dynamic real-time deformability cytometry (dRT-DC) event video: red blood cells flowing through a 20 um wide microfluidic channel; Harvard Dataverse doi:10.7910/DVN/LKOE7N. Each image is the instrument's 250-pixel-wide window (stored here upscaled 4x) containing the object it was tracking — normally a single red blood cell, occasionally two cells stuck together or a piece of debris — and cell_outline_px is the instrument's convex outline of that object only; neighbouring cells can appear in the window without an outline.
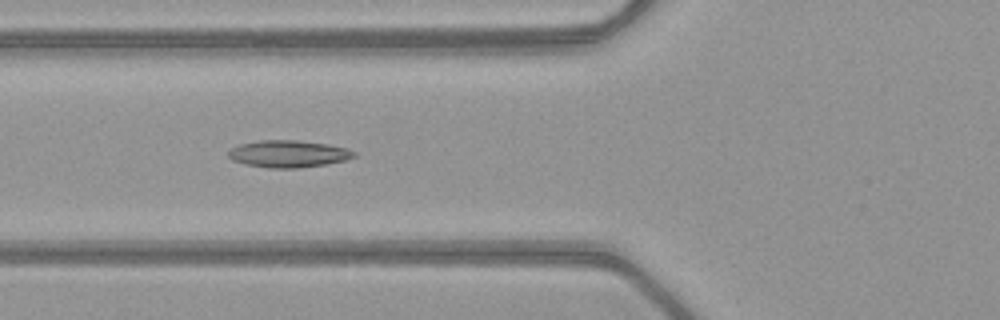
{"species": "common noctule bat (a hibernating species)", "species_latin": "Nyctalus noctula", "temperature_condition": "warm", "stored_images_in_passage": 51, "camera_frame_rate_fps": 3000, "um_per_image_px": 0.085, "animal": {"sex": "female", "body_mass_g": 21.9}, "frame": {"image": 1, "passage_image": 20, "time_ms": 6.333, "image_size_px": [1000, 320], "cell_outline_px": [[356, 156], [344, 160], [324, 164], [300, 168], [268, 168], [244, 164], [232, 160], [228, 156], [228, 152], [232, 148], [240, 144], [260, 140], [296, 140], [328, 144], [348, 148], [356, 152]], "centroid_in_image_um": [24.51, 13.07], "position_along_channel_um": 101.3, "area_um2": 19.83}}
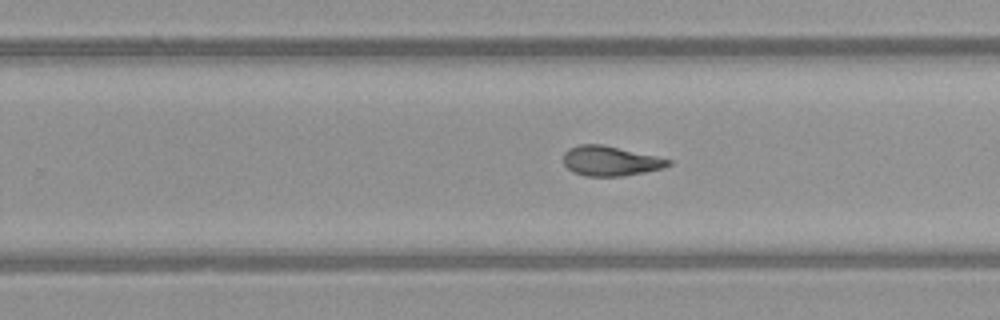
{"frame": {"image": 2, "passage_image": 33, "time_ms": 10.667, "image_size_px": [1000, 320], "cell_outline_px": [[672, 164], [664, 168], [624, 176], [584, 176], [572, 172], [564, 164], [564, 152], [568, 148], [580, 144], [604, 144], [656, 156], [672, 160]], "centroid_in_image_um": [51.88, 13.68], "position_along_channel_um": 277.9, "area_um2": 18.38}}
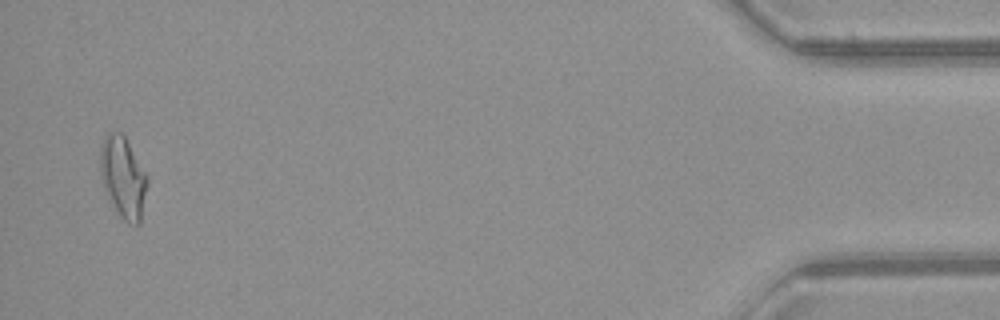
{"frame": {"image": 3, "passage_image": 50, "time_ms": 16.333, "image_size_px": [1000, 320], "cell_outline_px": [[148, 184], [140, 224], [128, 224], [120, 216], [108, 200], [100, 176], [100, 148], [104, 136], [108, 132], [120, 132], [124, 136], [148, 176]], "centroid_in_image_um": [10.45, 15.09], "position_along_channel_um": 424.7, "area_um2": 22.48}, "authors_computed_cell_mechanics": {"area_um2": 19.2474, "velocity_mm_per_s": 4.0622, "shape_relaxation_time_tau1_ms": null, "shape_relaxation_time_tau2_ms": 3.2741, "deformation_change_tau1": null, "deformation_change_tau2": 0.1047}}